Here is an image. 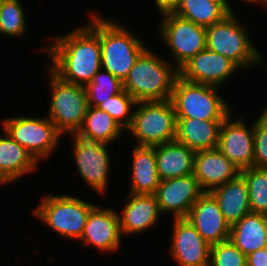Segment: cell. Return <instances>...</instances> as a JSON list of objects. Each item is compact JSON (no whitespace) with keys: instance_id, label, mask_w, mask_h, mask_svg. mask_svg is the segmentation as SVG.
Here are the masks:
<instances>
[{"instance_id":"obj_1","label":"cell","mask_w":267,"mask_h":266,"mask_svg":"<svg viewBox=\"0 0 267 266\" xmlns=\"http://www.w3.org/2000/svg\"><path fill=\"white\" fill-rule=\"evenodd\" d=\"M51 41L43 48L52 59L48 68L62 81L86 87L102 69L99 36L89 25Z\"/></svg>"},{"instance_id":"obj_2","label":"cell","mask_w":267,"mask_h":266,"mask_svg":"<svg viewBox=\"0 0 267 266\" xmlns=\"http://www.w3.org/2000/svg\"><path fill=\"white\" fill-rule=\"evenodd\" d=\"M96 13L90 14L92 22L88 25L99 36L102 69L124 82L137 58L147 47L122 24L106 20Z\"/></svg>"},{"instance_id":"obj_3","label":"cell","mask_w":267,"mask_h":266,"mask_svg":"<svg viewBox=\"0 0 267 266\" xmlns=\"http://www.w3.org/2000/svg\"><path fill=\"white\" fill-rule=\"evenodd\" d=\"M178 77V68L146 48L129 71L123 89L136 102L169 100Z\"/></svg>"},{"instance_id":"obj_4","label":"cell","mask_w":267,"mask_h":266,"mask_svg":"<svg viewBox=\"0 0 267 266\" xmlns=\"http://www.w3.org/2000/svg\"><path fill=\"white\" fill-rule=\"evenodd\" d=\"M232 10L221 21L206 28V48L225 56L239 68H250L263 62L244 25Z\"/></svg>"},{"instance_id":"obj_5","label":"cell","mask_w":267,"mask_h":266,"mask_svg":"<svg viewBox=\"0 0 267 266\" xmlns=\"http://www.w3.org/2000/svg\"><path fill=\"white\" fill-rule=\"evenodd\" d=\"M218 88L188 82L179 76L170 98L176 118L224 120L232 113L231 105L219 95Z\"/></svg>"},{"instance_id":"obj_6","label":"cell","mask_w":267,"mask_h":266,"mask_svg":"<svg viewBox=\"0 0 267 266\" xmlns=\"http://www.w3.org/2000/svg\"><path fill=\"white\" fill-rule=\"evenodd\" d=\"M135 106L127 132L138 141L136 146L154 147L175 140L176 116L170 99L136 102Z\"/></svg>"},{"instance_id":"obj_7","label":"cell","mask_w":267,"mask_h":266,"mask_svg":"<svg viewBox=\"0 0 267 266\" xmlns=\"http://www.w3.org/2000/svg\"><path fill=\"white\" fill-rule=\"evenodd\" d=\"M95 206L67 194H48L33 213L62 237L80 240L88 215Z\"/></svg>"},{"instance_id":"obj_8","label":"cell","mask_w":267,"mask_h":266,"mask_svg":"<svg viewBox=\"0 0 267 266\" xmlns=\"http://www.w3.org/2000/svg\"><path fill=\"white\" fill-rule=\"evenodd\" d=\"M51 101L47 117L63 135L76 134L89 107L86 88L62 81L50 69Z\"/></svg>"},{"instance_id":"obj_9","label":"cell","mask_w":267,"mask_h":266,"mask_svg":"<svg viewBox=\"0 0 267 266\" xmlns=\"http://www.w3.org/2000/svg\"><path fill=\"white\" fill-rule=\"evenodd\" d=\"M4 131L24 147L38 161L49 158L61 137V133L46 116L35 117H11L3 122Z\"/></svg>"},{"instance_id":"obj_10","label":"cell","mask_w":267,"mask_h":266,"mask_svg":"<svg viewBox=\"0 0 267 266\" xmlns=\"http://www.w3.org/2000/svg\"><path fill=\"white\" fill-rule=\"evenodd\" d=\"M159 25L160 35L170 48L180 69L193 56L206 48V28L177 16L172 12L164 13Z\"/></svg>"},{"instance_id":"obj_11","label":"cell","mask_w":267,"mask_h":266,"mask_svg":"<svg viewBox=\"0 0 267 266\" xmlns=\"http://www.w3.org/2000/svg\"><path fill=\"white\" fill-rule=\"evenodd\" d=\"M70 136L74 139L72 155L80 176L88 186L103 194L108 186L111 166L110 154L106 148L108 143L86 140L76 134Z\"/></svg>"},{"instance_id":"obj_12","label":"cell","mask_w":267,"mask_h":266,"mask_svg":"<svg viewBox=\"0 0 267 266\" xmlns=\"http://www.w3.org/2000/svg\"><path fill=\"white\" fill-rule=\"evenodd\" d=\"M241 118L232 121L230 113L223 120L217 147L240 170L253 167L254 161V122L249 129Z\"/></svg>"},{"instance_id":"obj_13","label":"cell","mask_w":267,"mask_h":266,"mask_svg":"<svg viewBox=\"0 0 267 266\" xmlns=\"http://www.w3.org/2000/svg\"><path fill=\"white\" fill-rule=\"evenodd\" d=\"M171 257L180 266H209L211 245L187 218L173 219Z\"/></svg>"},{"instance_id":"obj_14","label":"cell","mask_w":267,"mask_h":266,"mask_svg":"<svg viewBox=\"0 0 267 266\" xmlns=\"http://www.w3.org/2000/svg\"><path fill=\"white\" fill-rule=\"evenodd\" d=\"M237 69L240 68L225 56L205 48L179 69V76L188 82L219 87Z\"/></svg>"},{"instance_id":"obj_15","label":"cell","mask_w":267,"mask_h":266,"mask_svg":"<svg viewBox=\"0 0 267 266\" xmlns=\"http://www.w3.org/2000/svg\"><path fill=\"white\" fill-rule=\"evenodd\" d=\"M203 193L194 174L160 180L155 196L161 214L173 213V218H186Z\"/></svg>"},{"instance_id":"obj_16","label":"cell","mask_w":267,"mask_h":266,"mask_svg":"<svg viewBox=\"0 0 267 266\" xmlns=\"http://www.w3.org/2000/svg\"><path fill=\"white\" fill-rule=\"evenodd\" d=\"M210 245L228 240L230 225L225 221L215 197L203 192L186 217Z\"/></svg>"},{"instance_id":"obj_17","label":"cell","mask_w":267,"mask_h":266,"mask_svg":"<svg viewBox=\"0 0 267 266\" xmlns=\"http://www.w3.org/2000/svg\"><path fill=\"white\" fill-rule=\"evenodd\" d=\"M119 213L96 205L89 213L80 241L106 252L116 251L121 245Z\"/></svg>"},{"instance_id":"obj_18","label":"cell","mask_w":267,"mask_h":266,"mask_svg":"<svg viewBox=\"0 0 267 266\" xmlns=\"http://www.w3.org/2000/svg\"><path fill=\"white\" fill-rule=\"evenodd\" d=\"M240 171L218 148L195 152L193 174L203 192L235 179Z\"/></svg>"},{"instance_id":"obj_19","label":"cell","mask_w":267,"mask_h":266,"mask_svg":"<svg viewBox=\"0 0 267 266\" xmlns=\"http://www.w3.org/2000/svg\"><path fill=\"white\" fill-rule=\"evenodd\" d=\"M127 197L122 216L119 214L121 236L145 232L156 225L161 212L155 194L128 193Z\"/></svg>"},{"instance_id":"obj_20","label":"cell","mask_w":267,"mask_h":266,"mask_svg":"<svg viewBox=\"0 0 267 266\" xmlns=\"http://www.w3.org/2000/svg\"><path fill=\"white\" fill-rule=\"evenodd\" d=\"M223 120L176 118L175 140L196 151L218 147Z\"/></svg>"},{"instance_id":"obj_21","label":"cell","mask_w":267,"mask_h":266,"mask_svg":"<svg viewBox=\"0 0 267 266\" xmlns=\"http://www.w3.org/2000/svg\"><path fill=\"white\" fill-rule=\"evenodd\" d=\"M195 151L176 140L155 146L160 180L193 174Z\"/></svg>"},{"instance_id":"obj_22","label":"cell","mask_w":267,"mask_h":266,"mask_svg":"<svg viewBox=\"0 0 267 266\" xmlns=\"http://www.w3.org/2000/svg\"><path fill=\"white\" fill-rule=\"evenodd\" d=\"M4 133L0 136V184L6 185L35 171L38 162L6 131Z\"/></svg>"},{"instance_id":"obj_23","label":"cell","mask_w":267,"mask_h":266,"mask_svg":"<svg viewBox=\"0 0 267 266\" xmlns=\"http://www.w3.org/2000/svg\"><path fill=\"white\" fill-rule=\"evenodd\" d=\"M210 193L215 197L225 221L230 226L251 212L246 180L241 174Z\"/></svg>"},{"instance_id":"obj_24","label":"cell","mask_w":267,"mask_h":266,"mask_svg":"<svg viewBox=\"0 0 267 266\" xmlns=\"http://www.w3.org/2000/svg\"><path fill=\"white\" fill-rule=\"evenodd\" d=\"M231 242L246 256L265 248L267 243V215L250 212L230 226Z\"/></svg>"},{"instance_id":"obj_25","label":"cell","mask_w":267,"mask_h":266,"mask_svg":"<svg viewBox=\"0 0 267 266\" xmlns=\"http://www.w3.org/2000/svg\"><path fill=\"white\" fill-rule=\"evenodd\" d=\"M133 149L132 184L129 193L155 194L160 184L155 146H134Z\"/></svg>"},{"instance_id":"obj_26","label":"cell","mask_w":267,"mask_h":266,"mask_svg":"<svg viewBox=\"0 0 267 266\" xmlns=\"http://www.w3.org/2000/svg\"><path fill=\"white\" fill-rule=\"evenodd\" d=\"M229 3L227 0H180L172 13L207 28L233 10Z\"/></svg>"},{"instance_id":"obj_27","label":"cell","mask_w":267,"mask_h":266,"mask_svg":"<svg viewBox=\"0 0 267 266\" xmlns=\"http://www.w3.org/2000/svg\"><path fill=\"white\" fill-rule=\"evenodd\" d=\"M122 131L123 128L106 111L89 106L76 135L86 140L110 144L120 137Z\"/></svg>"},{"instance_id":"obj_28","label":"cell","mask_w":267,"mask_h":266,"mask_svg":"<svg viewBox=\"0 0 267 266\" xmlns=\"http://www.w3.org/2000/svg\"><path fill=\"white\" fill-rule=\"evenodd\" d=\"M240 174L246 180L250 211L267 215V168L249 167Z\"/></svg>"},{"instance_id":"obj_29","label":"cell","mask_w":267,"mask_h":266,"mask_svg":"<svg viewBox=\"0 0 267 266\" xmlns=\"http://www.w3.org/2000/svg\"><path fill=\"white\" fill-rule=\"evenodd\" d=\"M100 69L93 77L92 81L85 87L88 97L89 106L97 107L109 97L122 92L123 82L116 78L113 74Z\"/></svg>"},{"instance_id":"obj_30","label":"cell","mask_w":267,"mask_h":266,"mask_svg":"<svg viewBox=\"0 0 267 266\" xmlns=\"http://www.w3.org/2000/svg\"><path fill=\"white\" fill-rule=\"evenodd\" d=\"M25 30L26 18L20 0H0V34L20 38Z\"/></svg>"},{"instance_id":"obj_31","label":"cell","mask_w":267,"mask_h":266,"mask_svg":"<svg viewBox=\"0 0 267 266\" xmlns=\"http://www.w3.org/2000/svg\"><path fill=\"white\" fill-rule=\"evenodd\" d=\"M136 100L125 90L109 97L107 101L97 106L98 109L106 111L123 129L127 130L132 122V107ZM131 112V113H130Z\"/></svg>"},{"instance_id":"obj_32","label":"cell","mask_w":267,"mask_h":266,"mask_svg":"<svg viewBox=\"0 0 267 266\" xmlns=\"http://www.w3.org/2000/svg\"><path fill=\"white\" fill-rule=\"evenodd\" d=\"M209 266H247V256L228 239L211 245Z\"/></svg>"},{"instance_id":"obj_33","label":"cell","mask_w":267,"mask_h":266,"mask_svg":"<svg viewBox=\"0 0 267 266\" xmlns=\"http://www.w3.org/2000/svg\"><path fill=\"white\" fill-rule=\"evenodd\" d=\"M253 167L267 168V114L260 112L254 121Z\"/></svg>"},{"instance_id":"obj_34","label":"cell","mask_w":267,"mask_h":266,"mask_svg":"<svg viewBox=\"0 0 267 266\" xmlns=\"http://www.w3.org/2000/svg\"><path fill=\"white\" fill-rule=\"evenodd\" d=\"M247 266H267V251L265 248L247 255Z\"/></svg>"},{"instance_id":"obj_35","label":"cell","mask_w":267,"mask_h":266,"mask_svg":"<svg viewBox=\"0 0 267 266\" xmlns=\"http://www.w3.org/2000/svg\"><path fill=\"white\" fill-rule=\"evenodd\" d=\"M161 14L173 12L180 0H154Z\"/></svg>"},{"instance_id":"obj_36","label":"cell","mask_w":267,"mask_h":266,"mask_svg":"<svg viewBox=\"0 0 267 266\" xmlns=\"http://www.w3.org/2000/svg\"><path fill=\"white\" fill-rule=\"evenodd\" d=\"M253 3L264 4L267 7V0H253Z\"/></svg>"},{"instance_id":"obj_37","label":"cell","mask_w":267,"mask_h":266,"mask_svg":"<svg viewBox=\"0 0 267 266\" xmlns=\"http://www.w3.org/2000/svg\"><path fill=\"white\" fill-rule=\"evenodd\" d=\"M242 1L253 4V0H242Z\"/></svg>"},{"instance_id":"obj_38","label":"cell","mask_w":267,"mask_h":266,"mask_svg":"<svg viewBox=\"0 0 267 266\" xmlns=\"http://www.w3.org/2000/svg\"><path fill=\"white\" fill-rule=\"evenodd\" d=\"M264 110H262V113H266L267 114V105L265 106V108H263Z\"/></svg>"}]
</instances>
